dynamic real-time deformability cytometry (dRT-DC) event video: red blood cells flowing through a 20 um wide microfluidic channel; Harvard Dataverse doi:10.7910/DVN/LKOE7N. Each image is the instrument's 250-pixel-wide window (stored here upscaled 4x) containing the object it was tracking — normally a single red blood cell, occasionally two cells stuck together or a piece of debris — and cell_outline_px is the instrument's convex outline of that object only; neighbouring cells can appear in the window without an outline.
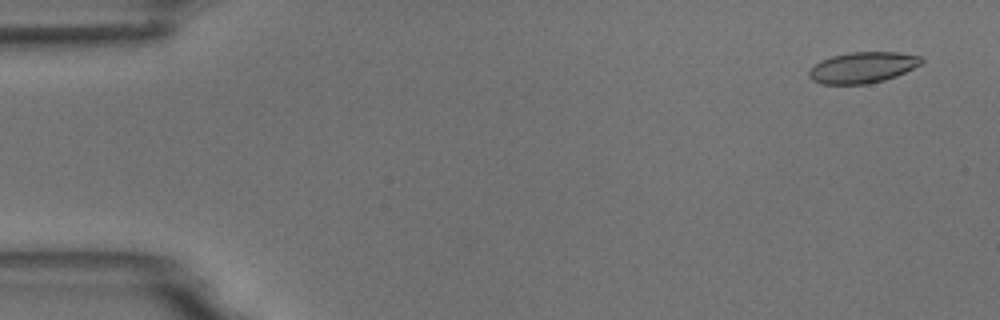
{"species": "common noctule bat (a hibernating species)", "species_latin": "Nyctalus noctula", "temperature_condition": "room temperature", "stored_images_in_passage": 6, "camera_frame_rate_fps": 3000, "um_per_image_px": 0.085, "animal": {"sex": "male", "body_mass_g": 18.8}, "frame": {"image": 1, "passage_image": 1, "time_ms": 0.0, "image_size_px": [1000, 320], "cell_outline_px": [[924, 60], [920, 64], [896, 76], [884, 80], [868, 84], [820, 84], [812, 80], [808, 76], [808, 72], [820, 60], [832, 56], [848, 52], [900, 52], [920, 56]], "centroid_in_image_um": [73.3, 5.73], "position_along_channel_um": 11.7, "area_um2": 20.29}}
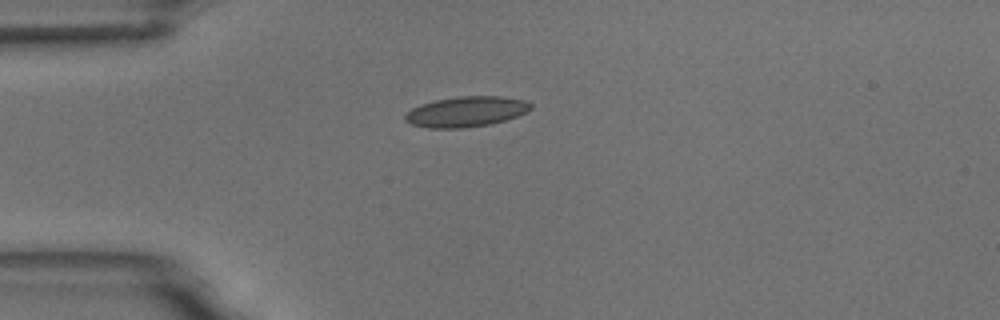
{"frame": {"image": 2, "passage_image": 4, "time_ms": 3.667, "image_size_px": [1000, 320], "cell_outline_px": [[532, 108], [516, 116], [504, 120], [488, 124], [464, 128], [428, 128], [412, 124], [404, 120], [404, 116], [412, 108], [420, 104], [436, 100], [460, 96], [500, 96], [524, 100], [532, 104]], "centroid_in_image_um": [39.59, 9.49], "position_along_channel_um": 45.4, "area_um2": 22.02}}